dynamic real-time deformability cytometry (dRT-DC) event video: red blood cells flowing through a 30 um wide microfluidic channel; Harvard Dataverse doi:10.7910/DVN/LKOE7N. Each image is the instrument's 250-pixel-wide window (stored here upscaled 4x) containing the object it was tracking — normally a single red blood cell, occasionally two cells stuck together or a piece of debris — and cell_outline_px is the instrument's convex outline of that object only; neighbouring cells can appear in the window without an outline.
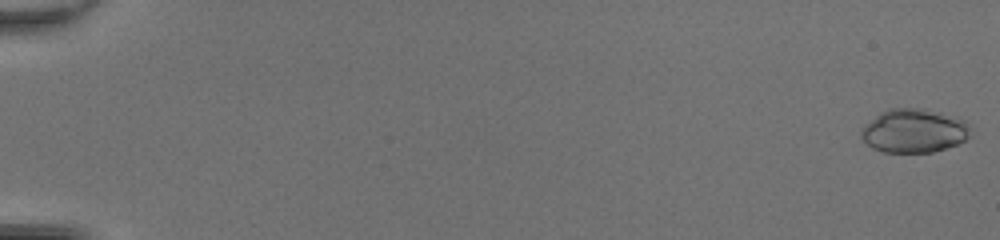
{"species": "common noctule bat (a hibernating species)", "species_latin": "Nyctalus noctula", "temperature_condition": "room temperature", "stored_images_in_passage": 50, "camera_frame_rate_fps": 3000, "um_per_image_px": 0.085, "animal": {"sex": "female", "body_mass_g": 20.0, "forearm_length_mm": 54.0}, "frame": {"image": 1, "passage_image": 1, "time_ms": 0.0, "image_size_px": [1000, 240], "cell_outline_px": [[972, 136], [956, 144], [932, 152], [884, 152], [872, 148], [860, 136], [860, 132], [880, 112], [892, 108], [916, 108], [964, 120], [972, 128]], "centroid_in_image_um": [77.7, 11.14], "position_along_channel_um": 7.3, "area_um2": 27.28}}
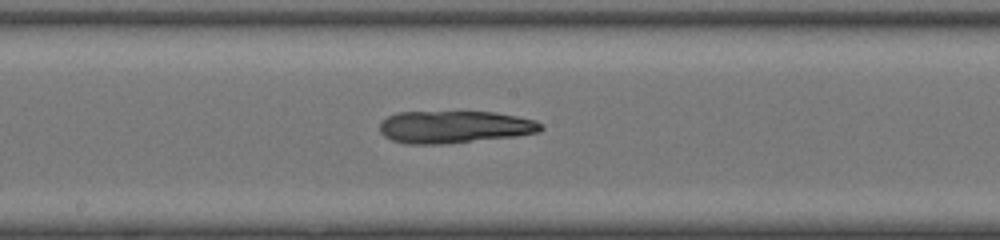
{"frame": {"image": 2, "passage_image": 29, "time_ms": 9.333, "image_size_px": [1000, 240], "cell_outline_px": [[544, 128], [540, 132], [516, 136], [440, 144], [404, 144], [392, 140], [384, 136], [380, 132], [380, 124], [388, 116], [396, 112], [496, 112], [536, 120], [544, 124]], "centroid_in_image_um": [38.65, 10.79], "position_along_channel_um": 209.5, "area_um2": 30.46}}
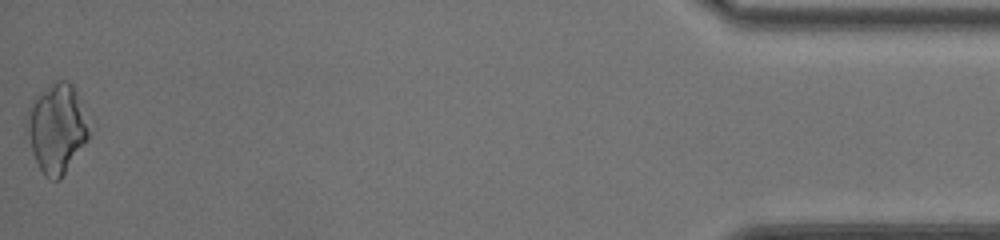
{"frame": {"image": 3, "passage_image": 50, "time_ms": 16.333, "image_size_px": [1000, 240], "cell_outline_px": [[88, 140], [60, 180], [52, 180], [44, 176], [32, 152], [28, 132], [28, 120], [32, 100], [56, 80], [64, 80], [72, 84], [80, 96], [88, 132]], "centroid_in_image_um": [4.85, 10.93], "position_along_channel_um": 430.4, "area_um2": 31.44}, "authors_computed_cell_mechanics": {"area_um2": 29.7381, "velocity_mm_per_s": 4.3514, "shape_relaxation_time_tau1_ms": null, "shape_relaxation_time_tau2_ms": 3.9346, "deformation_change_tau1": null, "deformation_change_tau2": 0.0963}}